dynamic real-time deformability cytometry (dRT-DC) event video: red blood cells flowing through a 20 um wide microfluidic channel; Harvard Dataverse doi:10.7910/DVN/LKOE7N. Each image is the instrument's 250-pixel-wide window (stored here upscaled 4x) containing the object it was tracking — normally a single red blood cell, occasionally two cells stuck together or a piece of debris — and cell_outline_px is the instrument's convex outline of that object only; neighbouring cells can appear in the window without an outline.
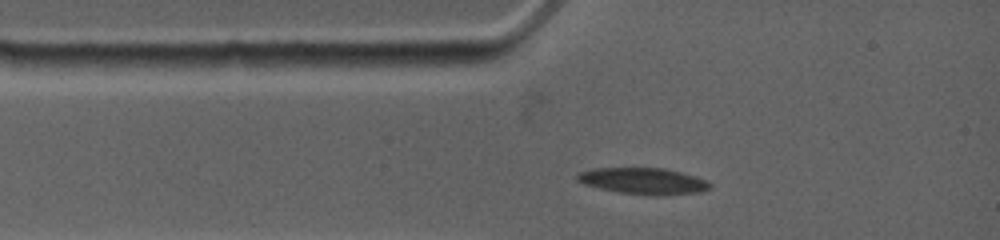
{"species": "common noctule bat (a hibernating species)", "species_latin": "Nyctalus noctula", "temperature_condition": "warm", "stored_images_in_passage": 23, "camera_frame_rate_fps": 4500, "um_per_image_px": 0.085, "animal": {"sex": "female", "body_mass_g": 19.0, "forearm_length_mm": 53.3}, "frame": {"image": 1, "passage_image": 3, "time_ms": 0.889, "image_size_px": [1000, 240], "cell_outline_px": [[712, 184], [708, 188], [700, 192], [656, 196], [652, 196], [620, 192], [600, 188], [584, 184], [576, 180], [576, 176], [580, 172], [592, 168], [664, 168], [680, 172], [704, 180]], "centroid_in_image_um": [54.64, 15.39], "position_along_channel_um": 30.4, "area_um2": 20.17}}
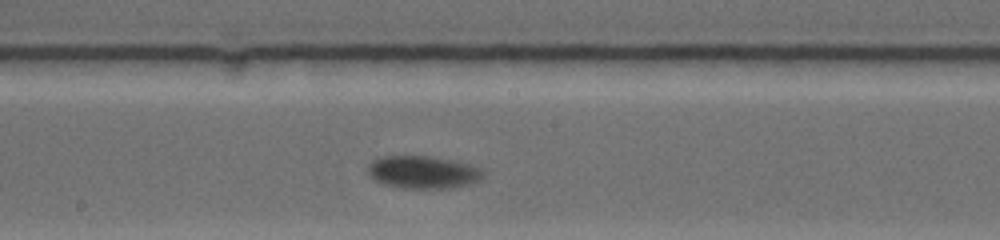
{"frame": {"image": 2, "passage_image": 14, "time_ms": 6.0, "image_size_px": [1000, 240], "cell_outline_px": [[484, 172], [476, 180], [468, 184], [448, 188], [404, 188], [384, 184], [376, 180], [368, 172], [368, 164], [372, 160], [380, 156], [432, 156], [468, 164], [480, 168]], "centroid_in_image_um": [35.89, 14.62], "position_along_channel_um": 212.3, "area_um2": 21.56}}
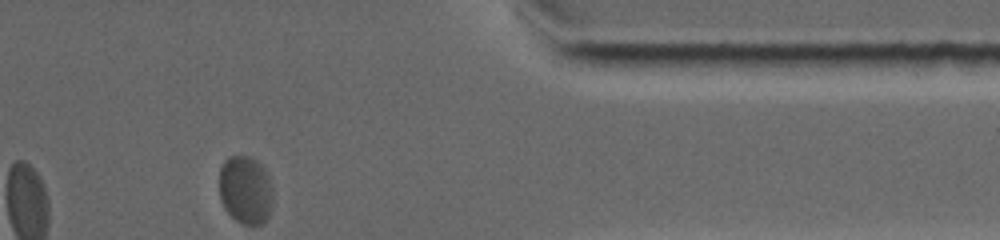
{"frame": {"image": 3, "passage_image": 23, "time_ms": 11.556, "image_size_px": [1000, 240], "cell_outline_px": [[272, 208], [268, 216], [260, 224], [240, 224], [224, 208], [220, 200], [220, 168], [224, 160], [228, 156], [248, 156], [256, 160], [268, 172], [272, 188]], "centroid_in_image_um": [20.87, 16.13], "position_along_channel_um": 390.5, "area_um2": 21.5}, "authors_computed_cell_mechanics": {"area_um2": 21.3282, "velocity_mm_per_s": 3.6385, "shape_relaxation_time_tau1_ms": 2.331, "shape_relaxation_time_tau2_ms": null, "deformation_change_tau1": 0.1228, "deformation_change_tau2": null}}